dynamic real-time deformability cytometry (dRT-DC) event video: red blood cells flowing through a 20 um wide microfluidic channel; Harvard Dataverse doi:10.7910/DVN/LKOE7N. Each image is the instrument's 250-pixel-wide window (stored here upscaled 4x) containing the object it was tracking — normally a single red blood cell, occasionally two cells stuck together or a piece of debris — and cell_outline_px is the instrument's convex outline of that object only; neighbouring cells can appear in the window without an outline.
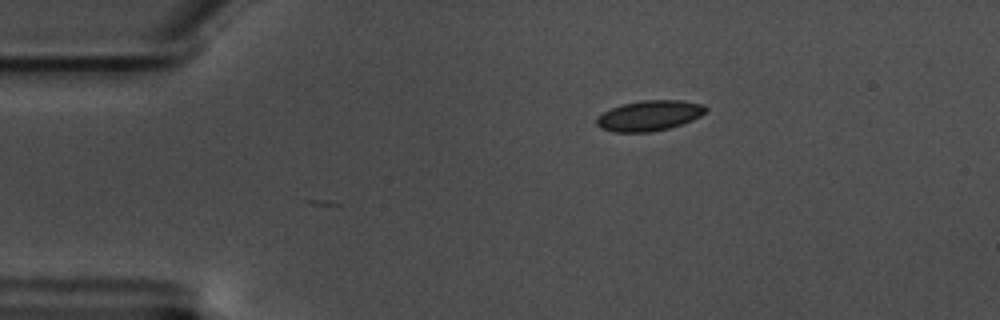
{"species": "common noctule bat (a hibernating species)", "species_latin": "Nyctalus noctula", "temperature_condition": "warm", "stored_images_in_passage": 48, "camera_frame_rate_fps": 3000, "um_per_image_px": 0.085, "animal": {"sex": "male", "body_mass_g": 17.5, "forearm_length_mm": 52.3}, "frame": {"image": 1, "passage_image": 1, "time_ms": 0.0, "image_size_px": [1000, 320], "cell_outline_px": [[708, 112], [692, 120], [668, 128], [648, 132], [612, 132], [600, 128], [596, 124], [596, 120], [604, 112], [612, 108], [624, 104], [644, 100], [680, 100], [704, 104], [708, 108]], "centroid_in_image_um": [55.23, 9.83], "position_along_channel_um": 29.8, "area_um2": 19.19}}
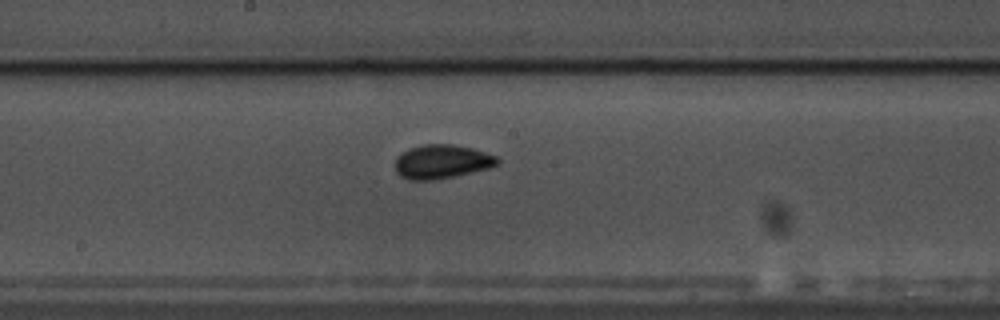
{"frame": {"image": 2, "passage_image": 21, "time_ms": 6.667, "image_size_px": [1000, 320], "cell_outline_px": [[500, 164], [488, 168], [452, 176], [432, 180], [408, 180], [400, 176], [396, 172], [396, 156], [400, 152], [408, 148], [424, 144], [452, 144], [472, 148], [496, 156], [500, 160]], "centroid_in_image_um": [37.52, 13.73], "position_along_channel_um": 210.7, "area_um2": 20.23}}
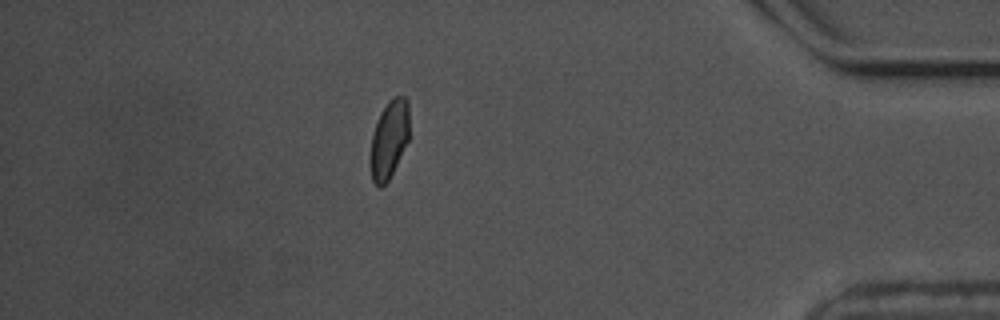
{"frame": {"image": 3, "passage_image": 41, "time_ms": 13.333, "image_size_px": [1000, 320], "cell_outline_px": [[408, 140], [388, 180], [380, 188], [372, 180], [372, 136], [380, 112], [388, 100], [396, 96], [404, 96], [408, 100]], "centroid_in_image_um": [33.1, 11.78], "position_along_channel_um": 402.1, "area_um2": 17.05}, "authors_computed_cell_mechanics": {"area_um2": 18.5249, "velocity_mm_per_s": 3.5167, "shape_relaxation_time_tau1_ms": 3.3011, "shape_relaxation_time_tau2_ms": 1.6543, "deformation_change_tau1": 0.0801, "deformation_change_tau2": 0.0386}}